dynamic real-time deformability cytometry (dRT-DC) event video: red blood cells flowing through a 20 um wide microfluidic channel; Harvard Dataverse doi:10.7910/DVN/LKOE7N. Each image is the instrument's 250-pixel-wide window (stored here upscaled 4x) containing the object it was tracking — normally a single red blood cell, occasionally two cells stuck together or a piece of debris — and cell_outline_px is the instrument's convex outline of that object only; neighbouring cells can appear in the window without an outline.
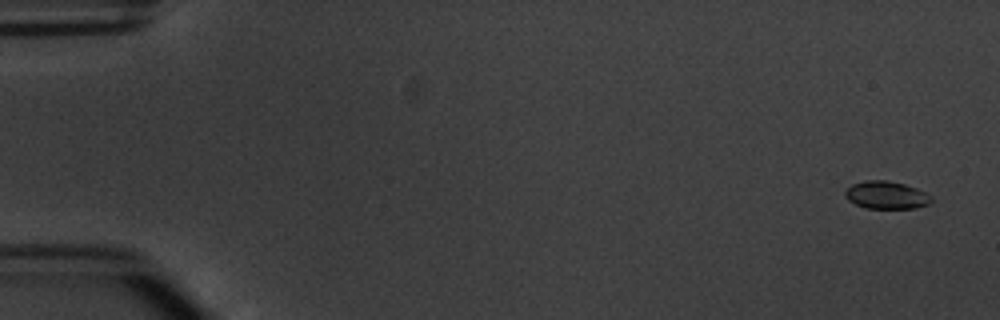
{"species": "common noctule bat (a hibernating species)", "species_latin": "Nyctalus noctula", "temperature_condition": "warm", "stored_images_in_passage": 5, "camera_frame_rate_fps": 3000, "um_per_image_px": 0.085, "animal": {"sex": "male", "body_mass_g": 20.1, "forearm_length_mm": 53.5}, "frame": {"image": 1, "passage_image": 1, "time_ms": 0.0, "image_size_px": [1000, 320], "cell_outline_px": [[932, 200], [928, 204], [916, 208], [864, 208], [848, 200], [844, 196], [844, 192], [852, 184], [864, 180], [888, 180], [904, 184], [916, 188], [932, 196]], "centroid_in_image_um": [75.32, 16.58], "position_along_channel_um": 9.7, "area_um2": 13.93}}
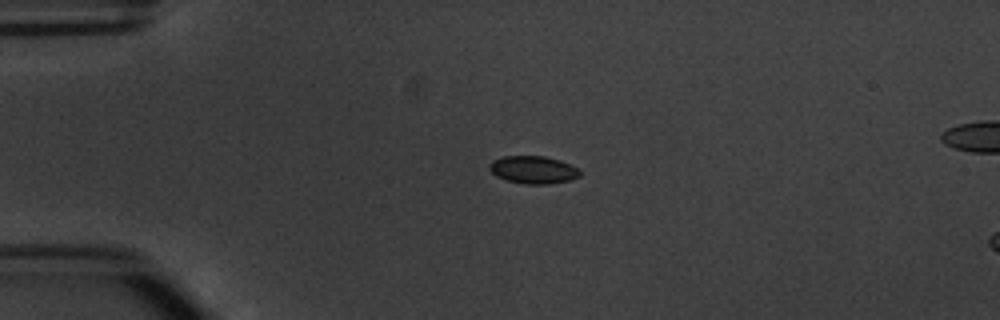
{"frame": {"image": 2, "passage_image": 4, "time_ms": 3.667, "image_size_px": [1000, 320], "cell_outline_px": [[584, 172], [580, 176], [568, 180], [548, 184], [524, 184], [504, 180], [496, 176], [488, 168], [488, 164], [492, 160], [504, 156], [544, 156], [560, 160], [580, 168]], "centroid_in_image_um": [45.34, 14.43], "position_along_channel_um": 39.7, "area_um2": 14.85}}